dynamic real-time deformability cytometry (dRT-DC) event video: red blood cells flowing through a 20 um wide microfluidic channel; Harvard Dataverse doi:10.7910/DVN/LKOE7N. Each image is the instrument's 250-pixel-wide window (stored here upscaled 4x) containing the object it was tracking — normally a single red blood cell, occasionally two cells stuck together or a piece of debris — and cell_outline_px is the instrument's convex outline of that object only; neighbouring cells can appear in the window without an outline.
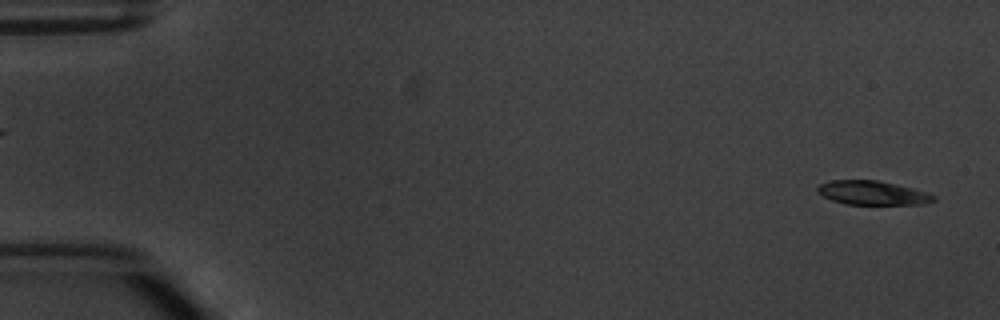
{"species": "common noctule bat (a hibernating species)", "species_latin": "Nyctalus noctula", "temperature_condition": "warm", "stored_images_in_passage": 3, "camera_frame_rate_fps": 3000, "um_per_image_px": 0.085, "animal": {"sex": "male", "body_mass_g": 20.1, "forearm_length_mm": 53.5}, "frame": {"image": 1, "passage_image": 3, "time_ms": 2.333, "image_size_px": [1000, 320], "cell_outline_px": [[936, 200], [924, 204], [844, 204], [832, 200], [816, 192], [816, 188], [820, 184], [832, 180], [876, 180], [896, 184], [912, 188], [936, 196]], "centroid_in_image_um": [74.14, 16.39], "position_along_channel_um": 10.9, "area_um2": 16.13}}